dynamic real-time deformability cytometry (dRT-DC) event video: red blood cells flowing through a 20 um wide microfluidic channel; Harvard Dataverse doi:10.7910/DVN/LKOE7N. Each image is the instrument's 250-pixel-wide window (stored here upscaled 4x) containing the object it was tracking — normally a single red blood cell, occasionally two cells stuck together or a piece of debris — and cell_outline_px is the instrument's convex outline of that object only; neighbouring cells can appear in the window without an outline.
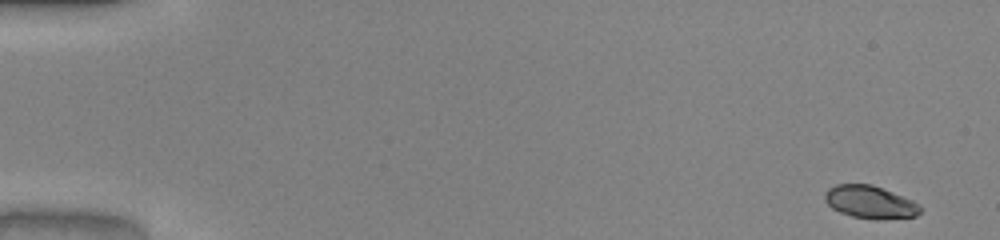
{"species": "common noctule bat (a hibernating species)", "species_latin": "Nyctalus noctula", "temperature_condition": "warm", "stored_images_in_passage": 50, "camera_frame_rate_fps": 3000, "um_per_image_px": 0.085, "animal": {"sex": "male", "body_mass_g": 20.0, "forearm_length_mm": 53.3}, "frame": {"image": 1, "passage_image": 1, "time_ms": 0.0, "image_size_px": [1000, 240], "cell_outline_px": [[920, 212], [916, 216], [876, 220], [852, 216], [840, 212], [832, 208], [824, 200], [824, 196], [828, 188], [836, 184], [872, 184], [912, 200], [920, 208]], "centroid_in_image_um": [73.92, 17.18], "position_along_channel_um": 11.1, "area_um2": 18.03}}
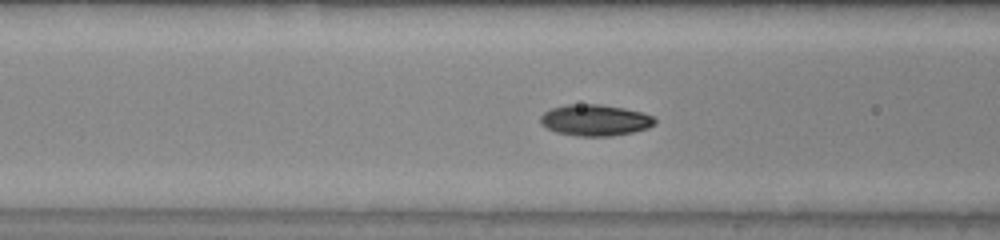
{"frame": {"image": 2, "passage_image": 20, "time_ms": 6.333, "image_size_px": [1000, 240], "cell_outline_px": [[656, 124], [648, 128], [632, 132], [612, 136], [576, 136], [556, 132], [540, 124], [540, 116], [544, 112], [552, 108], [568, 104], [600, 104], [624, 108], [640, 112], [652, 116], [656, 120]], "centroid_in_image_um": [50.57, 10.21], "position_along_channel_um": 116.0, "area_um2": 20.87}}
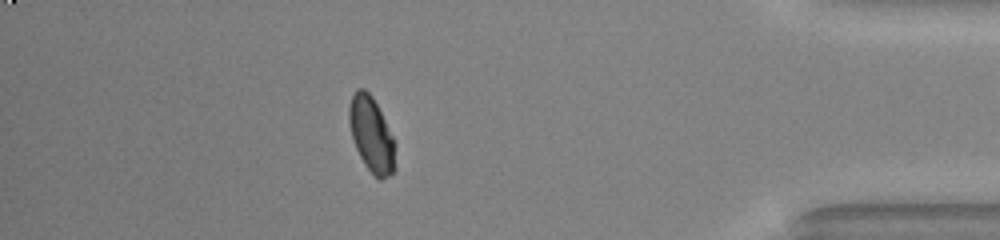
{"frame": {"image": 3, "passage_image": 44, "time_ms": 14.333, "image_size_px": [1000, 240], "cell_outline_px": [[396, 168], [388, 176], [380, 180], [364, 164], [356, 148], [352, 136], [348, 120], [348, 108], [352, 96], [356, 88], [364, 88], [372, 96], [396, 144]], "centroid_in_image_um": [31.58, 11.44], "position_along_channel_um": 403.6, "area_um2": 20.11}, "authors_computed_cell_mechanics": {"area_um2": 19.8254, "velocity_mm_per_s": 4.0791, "shape_relaxation_time_tau1_ms": 2.843, "shape_relaxation_time_tau2_ms": 1.3209, "deformation_change_tau1": 0.138, "deformation_change_tau2": 0.0211}}